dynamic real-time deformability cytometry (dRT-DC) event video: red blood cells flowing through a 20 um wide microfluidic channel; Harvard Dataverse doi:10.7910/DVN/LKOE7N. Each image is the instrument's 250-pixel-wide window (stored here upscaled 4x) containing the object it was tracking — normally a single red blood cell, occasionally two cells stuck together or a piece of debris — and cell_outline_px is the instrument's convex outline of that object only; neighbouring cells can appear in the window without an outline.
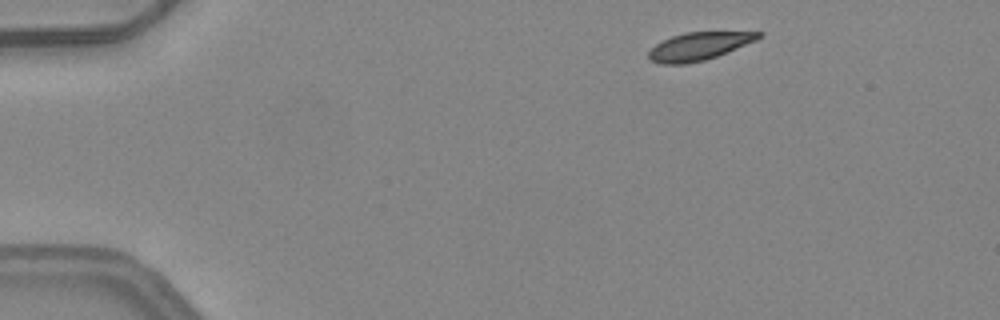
{"species": "common noctule bat (a hibernating species)", "species_latin": "Nyctalus noctula", "temperature_condition": "warm", "stored_images_in_passage": 3, "camera_frame_rate_fps": 3000, "um_per_image_px": 0.085, "animal": {"sex": "female", "body_mass_g": 24.6, "forearm_length_mm": 56.2}, "frame": {"image": 1, "passage_image": 1, "time_ms": 0.0, "image_size_px": [1000, 320], "cell_outline_px": [[764, 36], [756, 40], [728, 52], [704, 60], [688, 64], [660, 64], [648, 60], [648, 52], [656, 44], [672, 36], [684, 32], [764, 32]], "centroid_in_image_um": [59.4, 3.94], "position_along_channel_um": 25.6, "area_um2": 17.86}}